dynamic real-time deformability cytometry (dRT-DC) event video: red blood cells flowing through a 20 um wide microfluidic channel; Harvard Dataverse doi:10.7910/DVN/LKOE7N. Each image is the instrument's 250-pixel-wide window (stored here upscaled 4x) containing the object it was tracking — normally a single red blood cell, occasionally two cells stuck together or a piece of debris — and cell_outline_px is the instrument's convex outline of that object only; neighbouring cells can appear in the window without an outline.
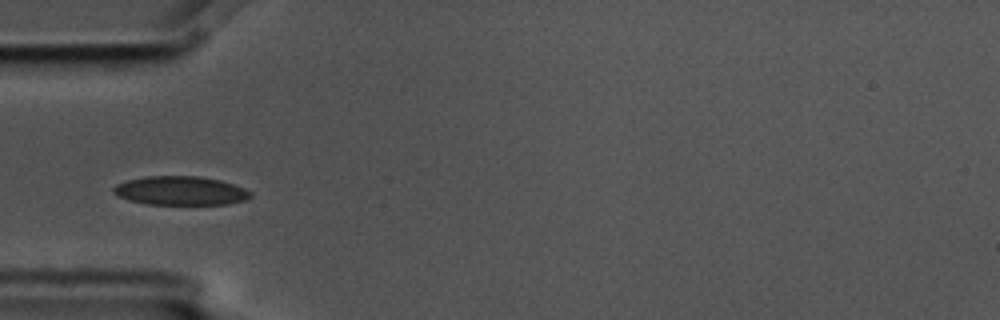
{"species": "common noctule bat (a hibernating species)", "species_latin": "Nyctalus noctula", "temperature_condition": "cold", "stored_images_in_passage": 6, "camera_frame_rate_fps": 3000, "um_per_image_px": 0.085, "animal": {"sex": "male", "body_mass_g": 17.5, "forearm_length_mm": 52.3}, "frame": {"image": 1, "passage_image": 4, "time_ms": 1.0, "image_size_px": [1000, 320], "cell_outline_px": [[252, 196], [244, 200], [228, 204], [148, 204], [128, 200], [112, 192], [112, 188], [116, 184], [128, 180], [144, 176], [196, 176], [220, 180], [244, 188], [252, 192]], "centroid_in_image_um": [15.33, 16.21], "position_along_channel_um": 69.7, "area_um2": 22.95}}